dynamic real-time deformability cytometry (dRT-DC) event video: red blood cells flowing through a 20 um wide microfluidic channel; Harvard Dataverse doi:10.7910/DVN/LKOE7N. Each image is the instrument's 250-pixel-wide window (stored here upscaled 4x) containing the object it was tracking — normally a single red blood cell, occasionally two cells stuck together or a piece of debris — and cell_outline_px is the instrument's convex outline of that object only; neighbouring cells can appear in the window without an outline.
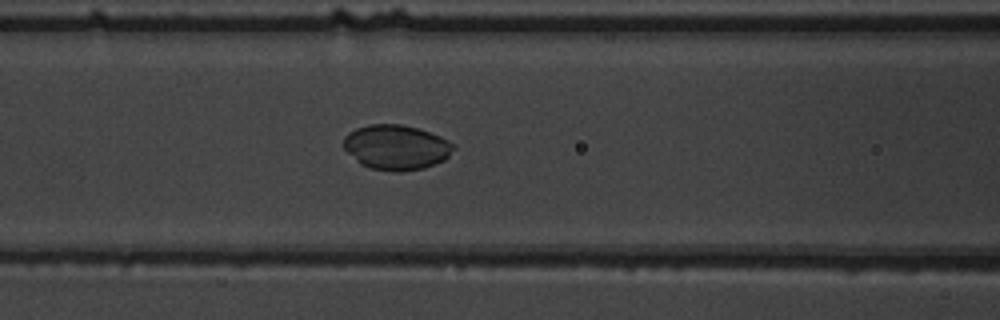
{"species": "common noctule bat (a hibernating species)", "species_latin": "Nyctalus noctula", "temperature_condition": "warm", "stored_images_in_passage": 51, "camera_frame_rate_fps": 3000, "um_per_image_px": 0.085, "animal": {"sex": "male", "body_mass_g": 19.5, "forearm_length_mm": 54.6}, "frame": {"image": 1, "passage_image": 25, "time_ms": 8.0, "image_size_px": [1000, 320], "cell_outline_px": [[456, 148], [444, 160], [424, 168], [400, 172], [392, 172], [368, 168], [360, 164], [344, 148], [344, 136], [348, 132], [356, 128], [368, 124], [400, 124], [416, 128], [440, 136], [456, 144]], "centroid_in_image_um": [33.68, 12.53], "position_along_channel_um": 132.9, "area_um2": 28.96}}
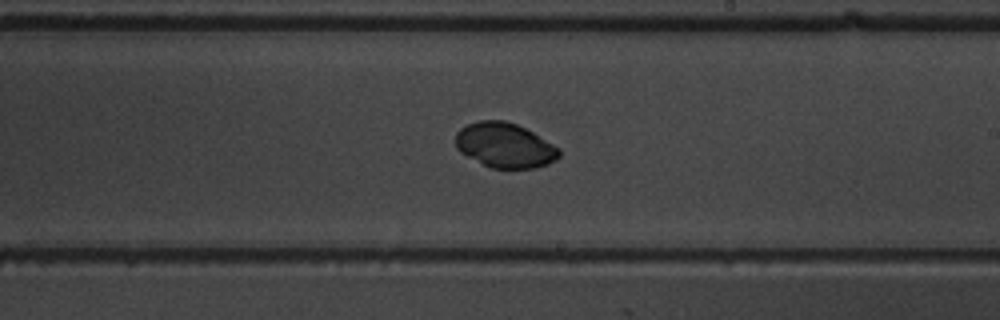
{"frame": {"image": 2, "passage_image": 34, "time_ms": 11.0, "image_size_px": [1000, 320], "cell_outline_px": [[560, 156], [556, 160], [548, 164], [536, 168], [492, 168], [460, 152], [456, 148], [456, 132], [460, 128], [468, 124], [480, 120], [504, 120], [516, 124], [532, 132], [560, 148]], "centroid_in_image_um": [42.92, 12.35], "position_along_channel_um": 246.1, "area_um2": 26.93}}
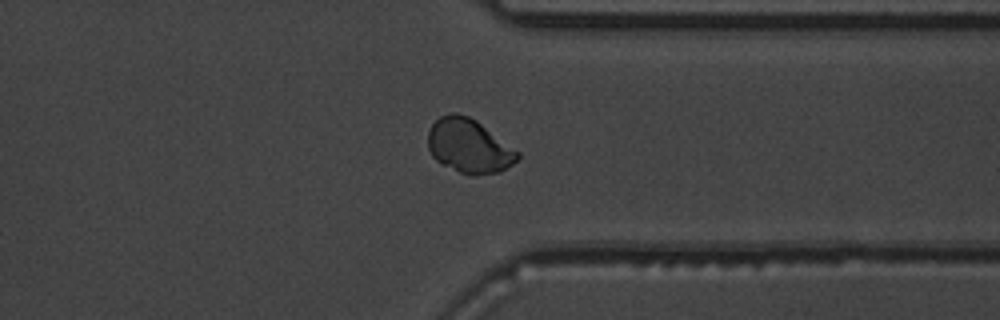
{"frame": {"image": 3, "passage_image": 44, "time_ms": 14.333, "image_size_px": [1000, 320], "cell_outline_px": [[520, 160], [500, 172], [476, 176], [472, 176], [460, 172], [436, 160], [432, 156], [428, 148], [428, 132], [432, 124], [440, 116], [452, 112], [456, 112], [468, 116], [476, 120], [520, 152]], "centroid_in_image_um": [39.89, 12.41], "position_along_channel_um": 371.5, "area_um2": 28.38}}